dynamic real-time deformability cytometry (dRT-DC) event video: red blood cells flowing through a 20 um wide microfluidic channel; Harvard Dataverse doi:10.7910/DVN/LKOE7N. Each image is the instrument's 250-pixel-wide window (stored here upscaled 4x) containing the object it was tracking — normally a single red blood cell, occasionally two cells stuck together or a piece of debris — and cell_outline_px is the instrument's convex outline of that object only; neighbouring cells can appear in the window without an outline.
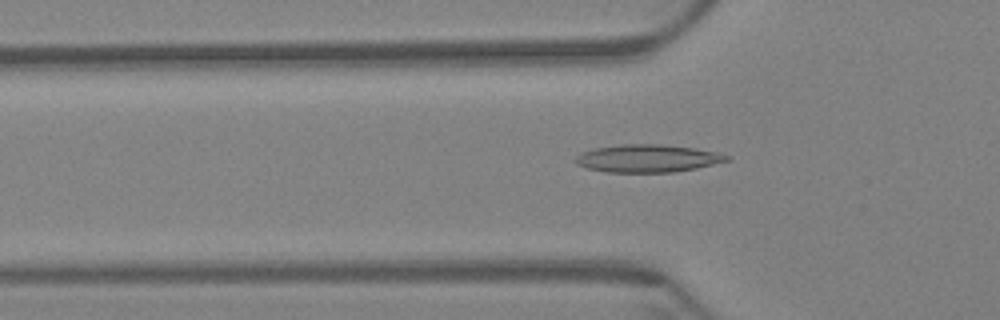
{"species": "Egyptian fruit bat (a non-hibernating species)", "species_latin": "Rousettus aegyptiacus", "temperature_condition": "warm", "stored_images_in_passage": 60, "camera_frame_rate_fps": 3000, "um_per_image_px": 0.085, "animal": {"sex": "female"}, "frame": {"image": 1, "passage_image": 20, "time_ms": 6.333, "image_size_px": [1000, 320], "cell_outline_px": [[732, 156], [728, 160], [696, 168], [672, 172], [604, 172], [588, 168], [576, 164], [572, 160], [580, 152], [596, 148], [620, 144], [660, 144], [692, 148], [716, 152]], "centroid_in_image_um": [54.98, 13.46], "position_along_channel_um": 70.8, "area_um2": 24.33}}
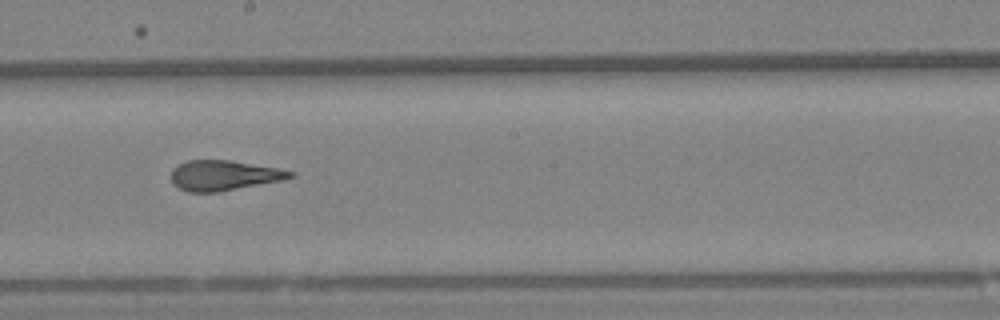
{"frame": {"image": 2, "passage_image": 34, "time_ms": 11.0, "image_size_px": [1000, 320], "cell_outline_px": [[296, 172], [292, 176], [284, 180], [216, 192], [188, 192], [172, 184], [172, 168], [188, 160], [228, 160], [276, 168]], "centroid_in_image_um": [19.0, 14.91], "position_along_channel_um": 229.2, "area_um2": 20.63}}
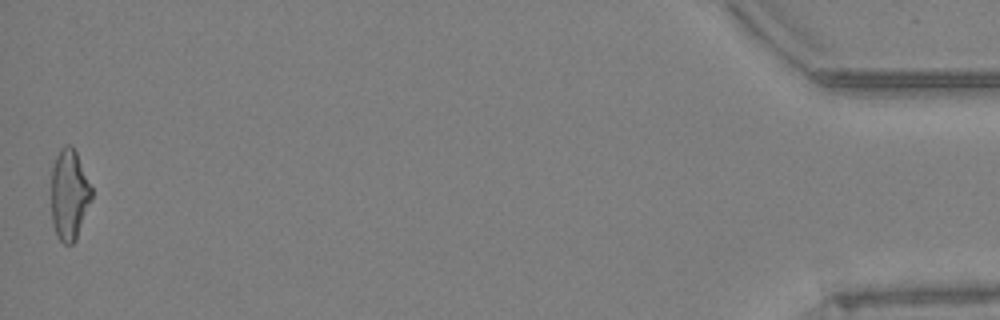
{"frame": {"image": 3, "passage_image": 60, "time_ms": 19.667, "image_size_px": [1000, 320], "cell_outline_px": [[92, 200], [76, 240], [72, 244], [64, 244], [56, 236], [52, 224], [52, 164], [60, 148], [64, 144], [72, 144], [76, 152], [92, 188]], "centroid_in_image_um": [5.89, 16.55], "position_along_channel_um": 429.3, "area_um2": 21.56}, "authors_computed_cell_mechanics": {"area_um2": 21.7328, "velocity_mm_per_s": 3.3977, "shape_relaxation_time_tau1_ms": 7.6576, "shape_relaxation_time_tau2_ms": 1.5173, "deformation_change_tau1": 0.2376, "deformation_change_tau2": 0.1224}}